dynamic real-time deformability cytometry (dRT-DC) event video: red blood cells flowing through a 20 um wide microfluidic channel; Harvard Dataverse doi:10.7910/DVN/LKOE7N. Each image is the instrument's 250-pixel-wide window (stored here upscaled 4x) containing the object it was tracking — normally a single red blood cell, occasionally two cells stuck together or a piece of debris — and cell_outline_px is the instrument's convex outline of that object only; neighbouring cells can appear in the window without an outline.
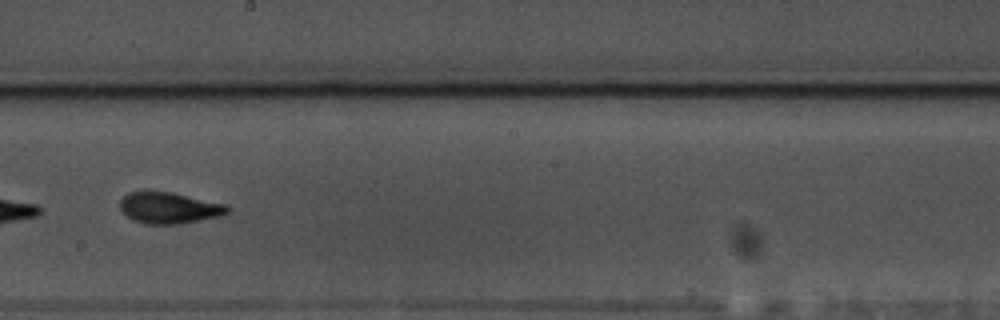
{"species": "common noctule bat (a hibernating species)", "species_latin": "Nyctalus noctula", "temperature_condition": "warm", "stored_images_in_passage": 36, "camera_frame_rate_fps": 3000, "um_per_image_px": 0.085, "animal": {"sex": "male", "body_mass_g": 17.5, "forearm_length_mm": 52.3}, "frame": {"image": 1, "passage_image": 16, "time_ms": 5.0, "image_size_px": [1000, 320], "cell_outline_px": [[228, 212], [220, 216], [180, 224], [148, 224], [132, 220], [120, 208], [120, 200], [128, 192], [172, 192], [224, 204], [228, 208]], "centroid_in_image_um": [14.35, 17.68], "position_along_channel_um": 233.8, "area_um2": 19.25}, "authors_computed_cell_mechanics": {"area_um2": 18.9873, "velocity_mm_per_s": 3.5429, "shape_relaxation_time_tau1_ms": 3.506, "shape_relaxation_time_tau2_ms": 2.5691, "deformation_change_tau1": 0.1581, "deformation_change_tau2": 0.0968}}